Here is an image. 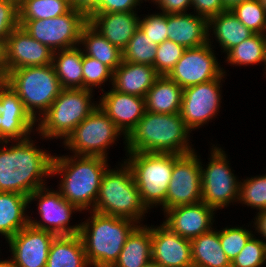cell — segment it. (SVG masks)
<instances>
[{
	"label": "cell",
	"mask_w": 266,
	"mask_h": 267,
	"mask_svg": "<svg viewBox=\"0 0 266 267\" xmlns=\"http://www.w3.org/2000/svg\"><path fill=\"white\" fill-rule=\"evenodd\" d=\"M238 201L260 211L266 209V174L240 181Z\"/></svg>",
	"instance_id": "37"
},
{
	"label": "cell",
	"mask_w": 266,
	"mask_h": 267,
	"mask_svg": "<svg viewBox=\"0 0 266 267\" xmlns=\"http://www.w3.org/2000/svg\"><path fill=\"white\" fill-rule=\"evenodd\" d=\"M83 45V53L97 59L114 71L122 62V51L112 45L103 35L87 23L81 32L80 45Z\"/></svg>",
	"instance_id": "32"
},
{
	"label": "cell",
	"mask_w": 266,
	"mask_h": 267,
	"mask_svg": "<svg viewBox=\"0 0 266 267\" xmlns=\"http://www.w3.org/2000/svg\"><path fill=\"white\" fill-rule=\"evenodd\" d=\"M123 132L98 106L63 141L64 145L79 156L107 158V149Z\"/></svg>",
	"instance_id": "9"
},
{
	"label": "cell",
	"mask_w": 266,
	"mask_h": 267,
	"mask_svg": "<svg viewBox=\"0 0 266 267\" xmlns=\"http://www.w3.org/2000/svg\"><path fill=\"white\" fill-rule=\"evenodd\" d=\"M101 96L99 107L123 132L126 143V137L146 112L145 98L120 93L113 88Z\"/></svg>",
	"instance_id": "21"
},
{
	"label": "cell",
	"mask_w": 266,
	"mask_h": 267,
	"mask_svg": "<svg viewBox=\"0 0 266 267\" xmlns=\"http://www.w3.org/2000/svg\"><path fill=\"white\" fill-rule=\"evenodd\" d=\"M226 54V61L231 65H253L264 62L266 68V43L264 34L254 33L241 44L230 49Z\"/></svg>",
	"instance_id": "33"
},
{
	"label": "cell",
	"mask_w": 266,
	"mask_h": 267,
	"mask_svg": "<svg viewBox=\"0 0 266 267\" xmlns=\"http://www.w3.org/2000/svg\"><path fill=\"white\" fill-rule=\"evenodd\" d=\"M80 235H59L51 242L46 267H88Z\"/></svg>",
	"instance_id": "26"
},
{
	"label": "cell",
	"mask_w": 266,
	"mask_h": 267,
	"mask_svg": "<svg viewBox=\"0 0 266 267\" xmlns=\"http://www.w3.org/2000/svg\"><path fill=\"white\" fill-rule=\"evenodd\" d=\"M70 9L69 0H22L18 4L19 20L51 19Z\"/></svg>",
	"instance_id": "34"
},
{
	"label": "cell",
	"mask_w": 266,
	"mask_h": 267,
	"mask_svg": "<svg viewBox=\"0 0 266 267\" xmlns=\"http://www.w3.org/2000/svg\"><path fill=\"white\" fill-rule=\"evenodd\" d=\"M8 73L6 41L0 40V81H5Z\"/></svg>",
	"instance_id": "48"
},
{
	"label": "cell",
	"mask_w": 266,
	"mask_h": 267,
	"mask_svg": "<svg viewBox=\"0 0 266 267\" xmlns=\"http://www.w3.org/2000/svg\"><path fill=\"white\" fill-rule=\"evenodd\" d=\"M18 4L22 1V0H15Z\"/></svg>",
	"instance_id": "55"
},
{
	"label": "cell",
	"mask_w": 266,
	"mask_h": 267,
	"mask_svg": "<svg viewBox=\"0 0 266 267\" xmlns=\"http://www.w3.org/2000/svg\"><path fill=\"white\" fill-rule=\"evenodd\" d=\"M202 201L201 164L196 152L181 155L175 162L165 198V211Z\"/></svg>",
	"instance_id": "14"
},
{
	"label": "cell",
	"mask_w": 266,
	"mask_h": 267,
	"mask_svg": "<svg viewBox=\"0 0 266 267\" xmlns=\"http://www.w3.org/2000/svg\"><path fill=\"white\" fill-rule=\"evenodd\" d=\"M36 199H39L38 213L42 221L32 220L29 217V224L32 227L52 232L56 236L78 235L80 233V224L69 226L72 211L74 213L80 210L62 197L59 191H51L45 186L38 188L28 196L29 204Z\"/></svg>",
	"instance_id": "12"
},
{
	"label": "cell",
	"mask_w": 266,
	"mask_h": 267,
	"mask_svg": "<svg viewBox=\"0 0 266 267\" xmlns=\"http://www.w3.org/2000/svg\"><path fill=\"white\" fill-rule=\"evenodd\" d=\"M211 46L209 41L199 47L186 48L167 77L183 89L220 77L225 71L219 66Z\"/></svg>",
	"instance_id": "13"
},
{
	"label": "cell",
	"mask_w": 266,
	"mask_h": 267,
	"mask_svg": "<svg viewBox=\"0 0 266 267\" xmlns=\"http://www.w3.org/2000/svg\"><path fill=\"white\" fill-rule=\"evenodd\" d=\"M230 11L253 33L264 34L266 11L259 0L244 1L235 5Z\"/></svg>",
	"instance_id": "36"
},
{
	"label": "cell",
	"mask_w": 266,
	"mask_h": 267,
	"mask_svg": "<svg viewBox=\"0 0 266 267\" xmlns=\"http://www.w3.org/2000/svg\"><path fill=\"white\" fill-rule=\"evenodd\" d=\"M28 204L26 195L0 192V234L6 241L29 225V216L25 214Z\"/></svg>",
	"instance_id": "27"
},
{
	"label": "cell",
	"mask_w": 266,
	"mask_h": 267,
	"mask_svg": "<svg viewBox=\"0 0 266 267\" xmlns=\"http://www.w3.org/2000/svg\"><path fill=\"white\" fill-rule=\"evenodd\" d=\"M7 63L10 70L52 63L53 51L31 37L20 25L6 40Z\"/></svg>",
	"instance_id": "20"
},
{
	"label": "cell",
	"mask_w": 266,
	"mask_h": 267,
	"mask_svg": "<svg viewBox=\"0 0 266 267\" xmlns=\"http://www.w3.org/2000/svg\"><path fill=\"white\" fill-rule=\"evenodd\" d=\"M214 211V208L202 201L179 205L164 212L166 220L163 223L182 238L192 240L213 229Z\"/></svg>",
	"instance_id": "19"
},
{
	"label": "cell",
	"mask_w": 266,
	"mask_h": 267,
	"mask_svg": "<svg viewBox=\"0 0 266 267\" xmlns=\"http://www.w3.org/2000/svg\"><path fill=\"white\" fill-rule=\"evenodd\" d=\"M18 26V3L15 0H0V40L6 41Z\"/></svg>",
	"instance_id": "43"
},
{
	"label": "cell",
	"mask_w": 266,
	"mask_h": 267,
	"mask_svg": "<svg viewBox=\"0 0 266 267\" xmlns=\"http://www.w3.org/2000/svg\"><path fill=\"white\" fill-rule=\"evenodd\" d=\"M253 235L232 260L231 267H261L266 262L265 241L254 238Z\"/></svg>",
	"instance_id": "39"
},
{
	"label": "cell",
	"mask_w": 266,
	"mask_h": 267,
	"mask_svg": "<svg viewBox=\"0 0 266 267\" xmlns=\"http://www.w3.org/2000/svg\"><path fill=\"white\" fill-rule=\"evenodd\" d=\"M157 46V44L151 43L141 29L138 28L122 51L123 61L153 66Z\"/></svg>",
	"instance_id": "35"
},
{
	"label": "cell",
	"mask_w": 266,
	"mask_h": 267,
	"mask_svg": "<svg viewBox=\"0 0 266 267\" xmlns=\"http://www.w3.org/2000/svg\"><path fill=\"white\" fill-rule=\"evenodd\" d=\"M4 82L17 93L36 121L39 119L36 113L42 116L63 89L52 63L10 70Z\"/></svg>",
	"instance_id": "6"
},
{
	"label": "cell",
	"mask_w": 266,
	"mask_h": 267,
	"mask_svg": "<svg viewBox=\"0 0 266 267\" xmlns=\"http://www.w3.org/2000/svg\"><path fill=\"white\" fill-rule=\"evenodd\" d=\"M208 27L210 31L213 28L215 39L220 43V47L224 49L223 52L226 53L254 34L230 10L223 11L210 18Z\"/></svg>",
	"instance_id": "30"
},
{
	"label": "cell",
	"mask_w": 266,
	"mask_h": 267,
	"mask_svg": "<svg viewBox=\"0 0 266 267\" xmlns=\"http://www.w3.org/2000/svg\"><path fill=\"white\" fill-rule=\"evenodd\" d=\"M83 89L93 90V87L101 86L108 79L113 82V71L97 59L83 53Z\"/></svg>",
	"instance_id": "40"
},
{
	"label": "cell",
	"mask_w": 266,
	"mask_h": 267,
	"mask_svg": "<svg viewBox=\"0 0 266 267\" xmlns=\"http://www.w3.org/2000/svg\"><path fill=\"white\" fill-rule=\"evenodd\" d=\"M139 19L135 11L113 12L92 14L88 18V23L112 45L123 51L139 28Z\"/></svg>",
	"instance_id": "22"
},
{
	"label": "cell",
	"mask_w": 266,
	"mask_h": 267,
	"mask_svg": "<svg viewBox=\"0 0 266 267\" xmlns=\"http://www.w3.org/2000/svg\"><path fill=\"white\" fill-rule=\"evenodd\" d=\"M159 77L155 68L148 64L125 62L113 71L112 87L114 90L145 98L154 81Z\"/></svg>",
	"instance_id": "24"
},
{
	"label": "cell",
	"mask_w": 266,
	"mask_h": 267,
	"mask_svg": "<svg viewBox=\"0 0 266 267\" xmlns=\"http://www.w3.org/2000/svg\"><path fill=\"white\" fill-rule=\"evenodd\" d=\"M226 10H231L235 5L247 0H221Z\"/></svg>",
	"instance_id": "50"
},
{
	"label": "cell",
	"mask_w": 266,
	"mask_h": 267,
	"mask_svg": "<svg viewBox=\"0 0 266 267\" xmlns=\"http://www.w3.org/2000/svg\"><path fill=\"white\" fill-rule=\"evenodd\" d=\"M120 167L108 168L104 173L93 211L140 224L148 209L142 202L131 168L125 161Z\"/></svg>",
	"instance_id": "5"
},
{
	"label": "cell",
	"mask_w": 266,
	"mask_h": 267,
	"mask_svg": "<svg viewBox=\"0 0 266 267\" xmlns=\"http://www.w3.org/2000/svg\"><path fill=\"white\" fill-rule=\"evenodd\" d=\"M197 15L210 19L219 13L226 11L221 0H192L191 7Z\"/></svg>",
	"instance_id": "45"
},
{
	"label": "cell",
	"mask_w": 266,
	"mask_h": 267,
	"mask_svg": "<svg viewBox=\"0 0 266 267\" xmlns=\"http://www.w3.org/2000/svg\"><path fill=\"white\" fill-rule=\"evenodd\" d=\"M92 90L62 89L48 110L37 119L36 131L44 138H66L96 107ZM39 120V121H38Z\"/></svg>",
	"instance_id": "8"
},
{
	"label": "cell",
	"mask_w": 266,
	"mask_h": 267,
	"mask_svg": "<svg viewBox=\"0 0 266 267\" xmlns=\"http://www.w3.org/2000/svg\"><path fill=\"white\" fill-rule=\"evenodd\" d=\"M142 0H100L97 10L93 14L113 12H134V8Z\"/></svg>",
	"instance_id": "44"
},
{
	"label": "cell",
	"mask_w": 266,
	"mask_h": 267,
	"mask_svg": "<svg viewBox=\"0 0 266 267\" xmlns=\"http://www.w3.org/2000/svg\"><path fill=\"white\" fill-rule=\"evenodd\" d=\"M264 10L266 11V0H259Z\"/></svg>",
	"instance_id": "53"
},
{
	"label": "cell",
	"mask_w": 266,
	"mask_h": 267,
	"mask_svg": "<svg viewBox=\"0 0 266 267\" xmlns=\"http://www.w3.org/2000/svg\"><path fill=\"white\" fill-rule=\"evenodd\" d=\"M144 267H160V266L158 264H156V263H153L151 261L149 264L145 265Z\"/></svg>",
	"instance_id": "52"
},
{
	"label": "cell",
	"mask_w": 266,
	"mask_h": 267,
	"mask_svg": "<svg viewBox=\"0 0 266 267\" xmlns=\"http://www.w3.org/2000/svg\"><path fill=\"white\" fill-rule=\"evenodd\" d=\"M56 235L30 224L7 240L18 267H46L48 252Z\"/></svg>",
	"instance_id": "17"
},
{
	"label": "cell",
	"mask_w": 266,
	"mask_h": 267,
	"mask_svg": "<svg viewBox=\"0 0 266 267\" xmlns=\"http://www.w3.org/2000/svg\"><path fill=\"white\" fill-rule=\"evenodd\" d=\"M30 138L0 147V192L29 196L45 186L44 177H51L53 156L37 149Z\"/></svg>",
	"instance_id": "1"
},
{
	"label": "cell",
	"mask_w": 266,
	"mask_h": 267,
	"mask_svg": "<svg viewBox=\"0 0 266 267\" xmlns=\"http://www.w3.org/2000/svg\"><path fill=\"white\" fill-rule=\"evenodd\" d=\"M125 160L147 209L161 205L165 212V198L174 162L181 156L174 153L128 152ZM153 205V206H152Z\"/></svg>",
	"instance_id": "7"
},
{
	"label": "cell",
	"mask_w": 266,
	"mask_h": 267,
	"mask_svg": "<svg viewBox=\"0 0 266 267\" xmlns=\"http://www.w3.org/2000/svg\"><path fill=\"white\" fill-rule=\"evenodd\" d=\"M225 73L220 77L183 89L180 116L192 131L216 116L221 101L220 84Z\"/></svg>",
	"instance_id": "15"
},
{
	"label": "cell",
	"mask_w": 266,
	"mask_h": 267,
	"mask_svg": "<svg viewBox=\"0 0 266 267\" xmlns=\"http://www.w3.org/2000/svg\"><path fill=\"white\" fill-rule=\"evenodd\" d=\"M57 51L53 52L52 64L61 87L83 89L82 49L76 46Z\"/></svg>",
	"instance_id": "29"
},
{
	"label": "cell",
	"mask_w": 266,
	"mask_h": 267,
	"mask_svg": "<svg viewBox=\"0 0 266 267\" xmlns=\"http://www.w3.org/2000/svg\"><path fill=\"white\" fill-rule=\"evenodd\" d=\"M227 154L219 147H213L211 159L203 169L201 164L202 202L219 210L229 203L238 201L240 182L232 173Z\"/></svg>",
	"instance_id": "11"
},
{
	"label": "cell",
	"mask_w": 266,
	"mask_h": 267,
	"mask_svg": "<svg viewBox=\"0 0 266 267\" xmlns=\"http://www.w3.org/2000/svg\"><path fill=\"white\" fill-rule=\"evenodd\" d=\"M107 169V159L103 157L53 155L51 176L61 174L59 192L70 204L80 212L91 207L93 211Z\"/></svg>",
	"instance_id": "3"
},
{
	"label": "cell",
	"mask_w": 266,
	"mask_h": 267,
	"mask_svg": "<svg viewBox=\"0 0 266 267\" xmlns=\"http://www.w3.org/2000/svg\"><path fill=\"white\" fill-rule=\"evenodd\" d=\"M254 225L258 233L266 239V209L258 212ZM266 244V242H265Z\"/></svg>",
	"instance_id": "49"
},
{
	"label": "cell",
	"mask_w": 266,
	"mask_h": 267,
	"mask_svg": "<svg viewBox=\"0 0 266 267\" xmlns=\"http://www.w3.org/2000/svg\"><path fill=\"white\" fill-rule=\"evenodd\" d=\"M265 34H266V29H265V32H264ZM264 34V38H265V43H266V35Z\"/></svg>",
	"instance_id": "54"
},
{
	"label": "cell",
	"mask_w": 266,
	"mask_h": 267,
	"mask_svg": "<svg viewBox=\"0 0 266 267\" xmlns=\"http://www.w3.org/2000/svg\"><path fill=\"white\" fill-rule=\"evenodd\" d=\"M193 266L195 267H231L219 240V231L201 234L191 240Z\"/></svg>",
	"instance_id": "31"
},
{
	"label": "cell",
	"mask_w": 266,
	"mask_h": 267,
	"mask_svg": "<svg viewBox=\"0 0 266 267\" xmlns=\"http://www.w3.org/2000/svg\"><path fill=\"white\" fill-rule=\"evenodd\" d=\"M252 236V232L243 227H225L219 230L221 247L231 262Z\"/></svg>",
	"instance_id": "41"
},
{
	"label": "cell",
	"mask_w": 266,
	"mask_h": 267,
	"mask_svg": "<svg viewBox=\"0 0 266 267\" xmlns=\"http://www.w3.org/2000/svg\"><path fill=\"white\" fill-rule=\"evenodd\" d=\"M186 48L171 40H165L157 46L153 67L159 76H167L181 59Z\"/></svg>",
	"instance_id": "38"
},
{
	"label": "cell",
	"mask_w": 266,
	"mask_h": 267,
	"mask_svg": "<svg viewBox=\"0 0 266 267\" xmlns=\"http://www.w3.org/2000/svg\"><path fill=\"white\" fill-rule=\"evenodd\" d=\"M167 36L185 48H195L209 42L208 19L203 16L177 13L167 14Z\"/></svg>",
	"instance_id": "23"
},
{
	"label": "cell",
	"mask_w": 266,
	"mask_h": 267,
	"mask_svg": "<svg viewBox=\"0 0 266 267\" xmlns=\"http://www.w3.org/2000/svg\"><path fill=\"white\" fill-rule=\"evenodd\" d=\"M0 267H18L12 259L0 260Z\"/></svg>",
	"instance_id": "51"
},
{
	"label": "cell",
	"mask_w": 266,
	"mask_h": 267,
	"mask_svg": "<svg viewBox=\"0 0 266 267\" xmlns=\"http://www.w3.org/2000/svg\"><path fill=\"white\" fill-rule=\"evenodd\" d=\"M139 28L151 43L159 45L168 40L166 13L146 15L143 19H139Z\"/></svg>",
	"instance_id": "42"
},
{
	"label": "cell",
	"mask_w": 266,
	"mask_h": 267,
	"mask_svg": "<svg viewBox=\"0 0 266 267\" xmlns=\"http://www.w3.org/2000/svg\"><path fill=\"white\" fill-rule=\"evenodd\" d=\"M152 262L160 267L193 266L191 240L182 238L164 223L151 227Z\"/></svg>",
	"instance_id": "18"
},
{
	"label": "cell",
	"mask_w": 266,
	"mask_h": 267,
	"mask_svg": "<svg viewBox=\"0 0 266 267\" xmlns=\"http://www.w3.org/2000/svg\"><path fill=\"white\" fill-rule=\"evenodd\" d=\"M90 213L92 214L89 219L80 224L79 233L87 262L94 267H112L118 260L128 236L138 225L127 218L95 211Z\"/></svg>",
	"instance_id": "4"
},
{
	"label": "cell",
	"mask_w": 266,
	"mask_h": 267,
	"mask_svg": "<svg viewBox=\"0 0 266 267\" xmlns=\"http://www.w3.org/2000/svg\"><path fill=\"white\" fill-rule=\"evenodd\" d=\"M151 227L138 225L128 236L112 267H144L152 261Z\"/></svg>",
	"instance_id": "28"
},
{
	"label": "cell",
	"mask_w": 266,
	"mask_h": 267,
	"mask_svg": "<svg viewBox=\"0 0 266 267\" xmlns=\"http://www.w3.org/2000/svg\"><path fill=\"white\" fill-rule=\"evenodd\" d=\"M100 0H70L72 9L82 12L89 18L98 8Z\"/></svg>",
	"instance_id": "47"
},
{
	"label": "cell",
	"mask_w": 266,
	"mask_h": 267,
	"mask_svg": "<svg viewBox=\"0 0 266 267\" xmlns=\"http://www.w3.org/2000/svg\"><path fill=\"white\" fill-rule=\"evenodd\" d=\"M87 23L88 18L72 8L51 19L19 20V25L31 37L53 52L79 46L82 29Z\"/></svg>",
	"instance_id": "10"
},
{
	"label": "cell",
	"mask_w": 266,
	"mask_h": 267,
	"mask_svg": "<svg viewBox=\"0 0 266 267\" xmlns=\"http://www.w3.org/2000/svg\"><path fill=\"white\" fill-rule=\"evenodd\" d=\"M183 88L167 76H159L145 96L146 111L160 114L180 113Z\"/></svg>",
	"instance_id": "25"
},
{
	"label": "cell",
	"mask_w": 266,
	"mask_h": 267,
	"mask_svg": "<svg viewBox=\"0 0 266 267\" xmlns=\"http://www.w3.org/2000/svg\"><path fill=\"white\" fill-rule=\"evenodd\" d=\"M192 0H155L154 3L159 5L163 13L177 14L187 13L188 7H191Z\"/></svg>",
	"instance_id": "46"
},
{
	"label": "cell",
	"mask_w": 266,
	"mask_h": 267,
	"mask_svg": "<svg viewBox=\"0 0 266 267\" xmlns=\"http://www.w3.org/2000/svg\"><path fill=\"white\" fill-rule=\"evenodd\" d=\"M35 122L17 93L0 81V142L7 144L10 140L17 142L29 138Z\"/></svg>",
	"instance_id": "16"
},
{
	"label": "cell",
	"mask_w": 266,
	"mask_h": 267,
	"mask_svg": "<svg viewBox=\"0 0 266 267\" xmlns=\"http://www.w3.org/2000/svg\"><path fill=\"white\" fill-rule=\"evenodd\" d=\"M190 132L180 113L146 111L126 137L125 148L127 152L189 154L195 152L189 146Z\"/></svg>",
	"instance_id": "2"
}]
</instances>
